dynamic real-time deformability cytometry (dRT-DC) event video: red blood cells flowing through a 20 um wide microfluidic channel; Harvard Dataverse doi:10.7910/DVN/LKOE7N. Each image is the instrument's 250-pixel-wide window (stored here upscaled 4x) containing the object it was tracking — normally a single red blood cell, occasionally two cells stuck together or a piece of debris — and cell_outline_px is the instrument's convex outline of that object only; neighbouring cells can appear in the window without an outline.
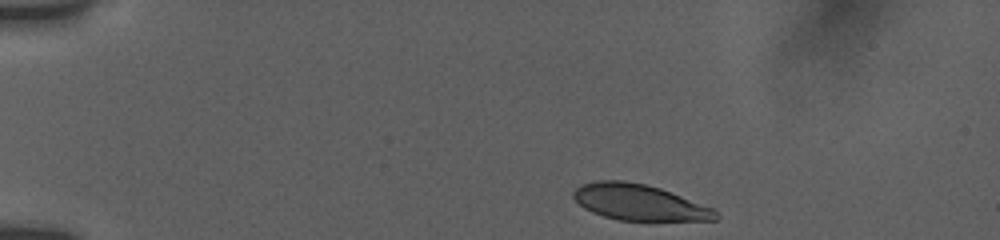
{"species": "human", "species_latin": "Homo sapiens", "temperature_condition": "room temperature", "stored_images_in_passage": 15, "camera_frame_rate_fps": 3000, "um_per_image_px": 0.085, "donor": {"sex": "female"}, "frame": {"image": 1, "passage_image": 1, "time_ms": 0.0, "image_size_px": [1000, 240], "cell_outline_px": [[720, 216], [716, 220], [616, 220], [592, 212], [584, 208], [572, 196], [572, 192], [580, 184], [596, 180], [624, 180], [644, 184], [660, 188], [716, 208]], "centroid_in_image_um": [54.35, 17.19], "position_along_channel_um": 30.6, "area_um2": 30.0}}
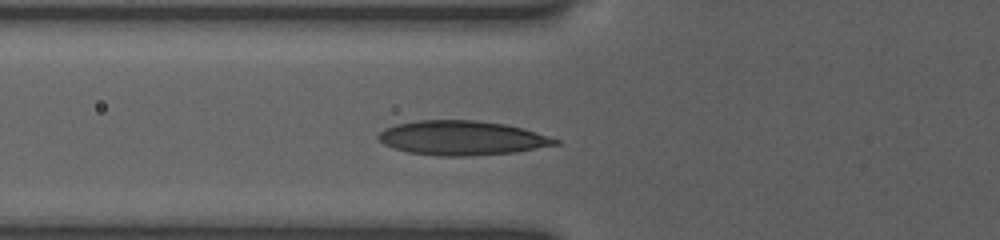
{"frame": {"image": 2, "passage_image": 11, "time_ms": 3.667, "image_size_px": [1000, 240], "cell_outline_px": [[560, 144], [516, 152], [468, 156], [440, 156], [408, 152], [384, 144], [376, 136], [384, 128], [396, 124], [416, 120], [476, 120], [504, 124], [524, 128], [560, 140]], "centroid_in_image_um": [39.27, 11.72], "position_along_channel_um": 86.5, "area_um2": 35.43}}
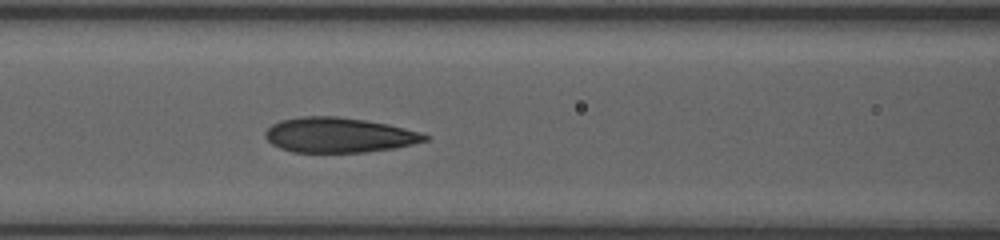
{"frame": {"image": 3, "passage_image": 15, "time_ms": 5.0, "image_size_px": [1000, 240], "cell_outline_px": [[428, 140], [412, 144], [392, 148], [368, 152], [292, 152], [280, 148], [272, 144], [264, 136], [264, 132], [272, 124], [280, 120], [300, 116], [336, 116], [364, 120], [388, 124], [420, 132], [428, 136]], "centroid_in_image_um": [28.76, 11.48], "position_along_channel_um": 137.8, "area_um2": 32.48}}